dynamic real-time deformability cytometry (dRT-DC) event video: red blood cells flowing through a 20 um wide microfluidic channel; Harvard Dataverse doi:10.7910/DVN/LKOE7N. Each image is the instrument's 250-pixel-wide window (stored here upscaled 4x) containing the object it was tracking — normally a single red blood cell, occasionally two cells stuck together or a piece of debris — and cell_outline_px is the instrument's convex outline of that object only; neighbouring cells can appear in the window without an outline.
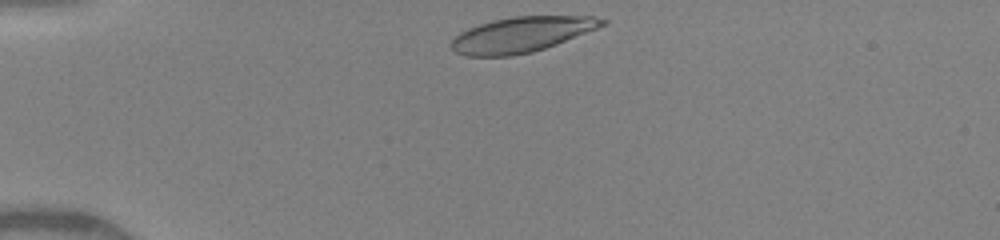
{"species": "human", "species_latin": "Homo sapiens", "temperature_condition": "warm", "stored_images_in_passage": 7, "camera_frame_rate_fps": 3000, "um_per_image_px": 0.085, "donor": {"sex": "female"}, "frame": {"image": 1, "passage_image": 1, "time_ms": 0.0, "image_size_px": [1000, 240], "cell_outline_px": [[608, 24], [556, 44], [532, 52], [512, 56], [464, 56], [456, 52], [448, 44], [460, 32], [468, 28], [492, 20], [516, 16], [592, 16], [608, 20]], "centroid_in_image_um": [44.32, 2.94], "position_along_channel_um": 40.7, "area_um2": 31.04}}
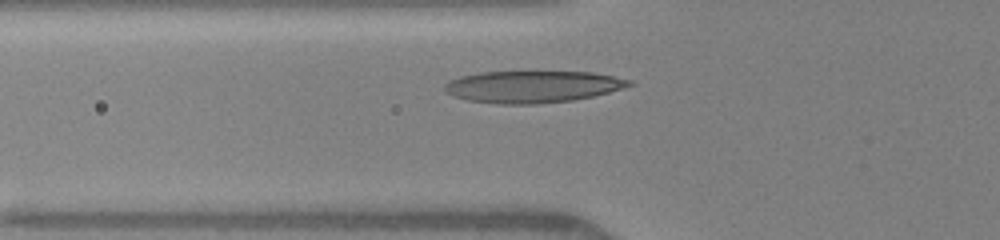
{"frame": {"image": 2, "passage_image": 6, "time_ms": 2.0, "image_size_px": [1000, 240], "cell_outline_px": [[636, 84], [608, 92], [592, 96], [572, 100], [536, 104], [496, 104], [468, 100], [452, 96], [444, 92], [444, 84], [448, 80], [460, 76], [480, 72], [592, 72], [632, 80]], "centroid_in_image_um": [45.22, 7.37], "position_along_channel_um": 80.6, "area_um2": 34.39}}